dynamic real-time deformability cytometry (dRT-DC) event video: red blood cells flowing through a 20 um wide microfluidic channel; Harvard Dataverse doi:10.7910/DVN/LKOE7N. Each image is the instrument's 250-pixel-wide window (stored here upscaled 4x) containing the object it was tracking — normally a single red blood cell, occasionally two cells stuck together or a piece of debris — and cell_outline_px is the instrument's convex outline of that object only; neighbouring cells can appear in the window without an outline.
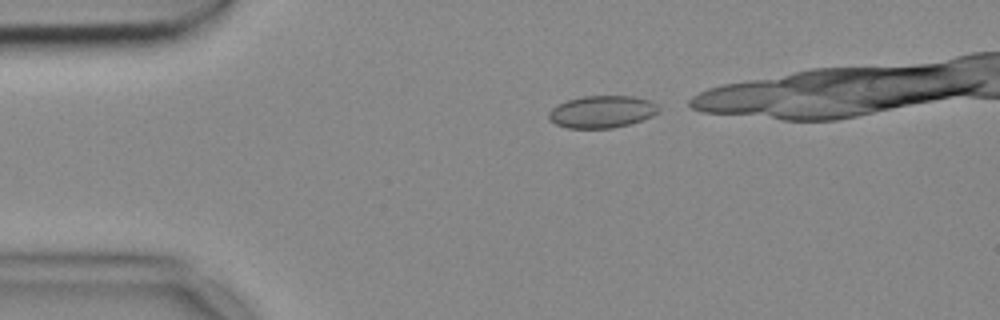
{"species": "common noctule bat (a hibernating species)", "species_latin": "Nyctalus noctula", "temperature_condition": "cold", "stored_images_in_passage": 33, "camera_frame_rate_fps": 3000, "um_per_image_px": 0.085, "animal": {"sex": "female", "body_mass_g": 18.4}, "frame": {"image": 1, "passage_image": 1, "time_ms": 0.0, "image_size_px": [1000, 320], "cell_outline_px": [[660, 112], [652, 116], [628, 124], [612, 128], [568, 128], [556, 124], [548, 120], [548, 112], [556, 104], [568, 100], [584, 96], [636, 96], [652, 100], [660, 108]], "centroid_in_image_um": [51.17, 9.49], "position_along_channel_um": 33.8, "area_um2": 20.81}}
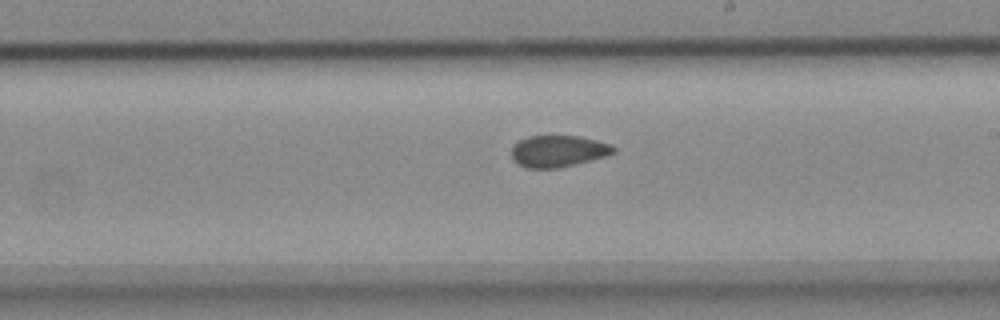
{"frame": {"image": 2, "passage_image": 21, "time_ms": 6.667, "image_size_px": [1000, 320], "cell_outline_px": [[616, 152], [604, 156], [560, 168], [528, 168], [520, 164], [512, 156], [512, 148], [520, 140], [528, 136], [580, 136], [612, 144], [616, 148]], "centroid_in_image_um": [47.49, 12.84], "position_along_channel_um": 241.5, "area_um2": 18.55}}
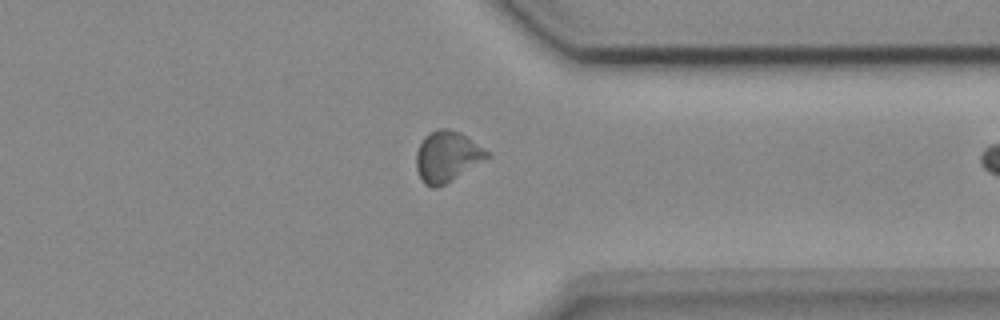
{"frame": {"image": 3, "passage_image": 32, "time_ms": 10.333, "image_size_px": [1000, 320], "cell_outline_px": [[492, 156], [444, 184], [436, 188], [432, 188], [424, 184], [416, 168], [416, 152], [424, 136], [440, 128], [448, 128], [460, 132], [484, 148]], "centroid_in_image_um": [38.0, 13.3], "position_along_channel_um": 373.4, "area_um2": 20.75}}